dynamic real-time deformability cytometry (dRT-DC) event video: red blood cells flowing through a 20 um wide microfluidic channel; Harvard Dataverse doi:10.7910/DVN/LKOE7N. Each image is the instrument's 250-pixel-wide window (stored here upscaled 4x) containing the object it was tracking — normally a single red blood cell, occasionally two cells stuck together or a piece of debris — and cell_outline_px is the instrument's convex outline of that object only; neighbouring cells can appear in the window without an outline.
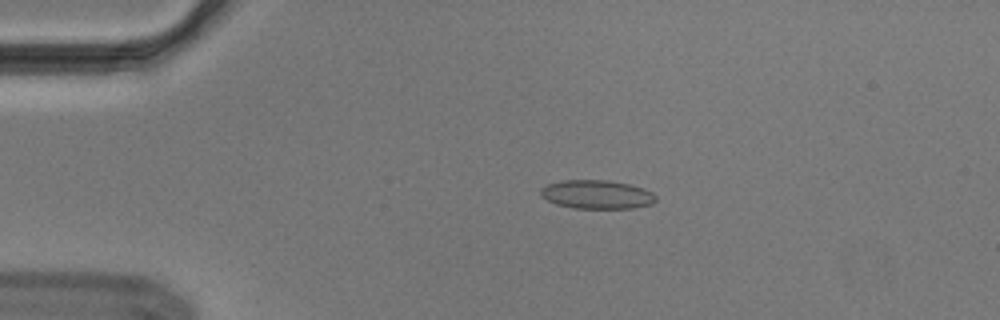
{"species": "Egyptian fruit bat (a non-hibernating species)", "species_latin": "Rousettus aegyptiacus", "temperature_condition": "cold", "stored_images_in_passage": 55, "camera_frame_rate_fps": 3000, "um_per_image_px": 0.085, "animal": {"sex": "male"}, "frame": {"image": 1, "passage_image": 12, "time_ms": 3.667, "image_size_px": [1000, 320], "cell_outline_px": [[656, 200], [652, 204], [632, 208], [572, 208], [556, 204], [540, 196], [540, 188], [548, 184], [564, 180], [608, 180], [628, 184], [644, 188], [652, 192], [656, 196]], "centroid_in_image_um": [50.73, 16.53], "position_along_channel_um": 34.3, "area_um2": 19.31}}
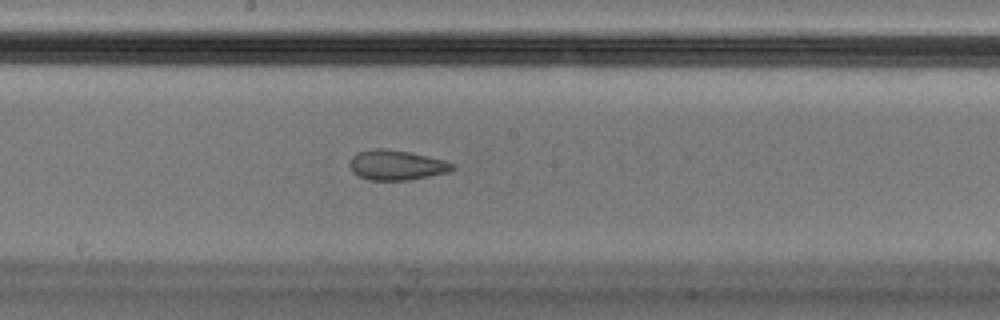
{"frame": {"image": 2, "passage_image": 30, "time_ms": 9.667, "image_size_px": [1000, 320], "cell_outline_px": [[456, 168], [448, 172], [408, 180], [368, 180], [352, 172], [348, 164], [352, 156], [360, 152], [372, 148], [384, 148], [408, 152], [444, 160], [452, 164]], "centroid_in_image_um": [33.66, 14.03], "position_along_channel_um": 214.5, "area_um2": 17.8}}
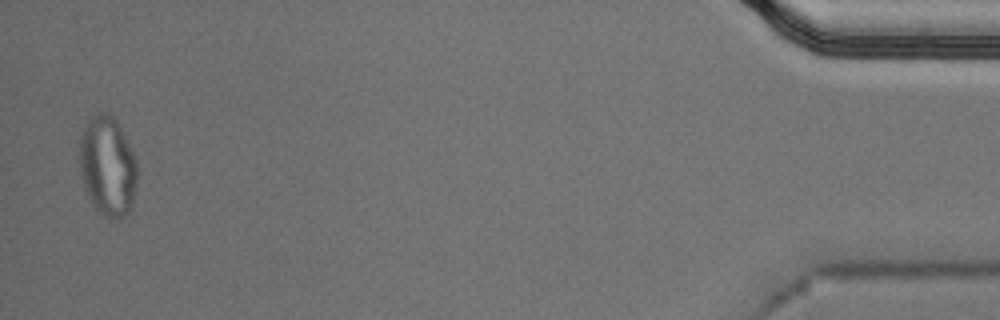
{"frame": {"image": 3, "passage_image": 54, "time_ms": 17.667, "image_size_px": [1000, 320], "cell_outline_px": [[136, 184], [132, 208], [120, 220], [108, 220], [92, 204], [84, 188], [80, 172], [80, 136], [88, 120], [92, 116], [100, 112], [108, 112], [116, 120], [136, 160]], "centroid_in_image_um": [9.14, 14.17], "position_along_channel_um": 426.1, "area_um2": 33.52}, "authors_computed_cell_mechanics": {"area_um2": 19.0162, "velocity_mm_per_s": 3.6953, "shape_relaxation_time_tau1_ms": null, "shape_relaxation_time_tau2_ms": 1.5966, "deformation_change_tau1": null, "deformation_change_tau2": 0.0709}}